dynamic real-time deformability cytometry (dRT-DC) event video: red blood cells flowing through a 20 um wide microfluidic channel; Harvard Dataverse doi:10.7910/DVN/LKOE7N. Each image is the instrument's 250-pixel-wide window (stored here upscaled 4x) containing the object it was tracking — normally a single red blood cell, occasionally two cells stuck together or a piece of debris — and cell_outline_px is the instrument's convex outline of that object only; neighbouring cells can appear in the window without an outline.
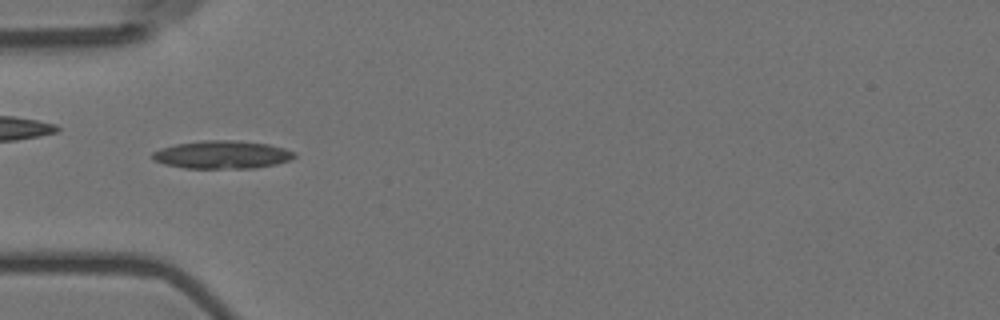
{"species": "Egyptian fruit bat (a non-hibernating species)", "species_latin": "Rousettus aegyptiacus", "temperature_condition": "room temperature", "stored_images_in_passage": 40, "camera_frame_rate_fps": 3000, "um_per_image_px": 0.085, "animal": {"sex": "female"}, "frame": {"image": 1, "passage_image": 2, "time_ms": 0.333, "image_size_px": [1000, 320], "cell_outline_px": [[296, 156], [288, 160], [276, 164], [256, 168], [184, 168], [164, 164], [152, 160], [152, 152], [160, 148], [176, 144], [204, 140], [236, 140], [268, 144], [284, 148], [296, 152]], "centroid_in_image_um": [18.86, 13.15], "position_along_channel_um": 66.1, "area_um2": 23.24}}
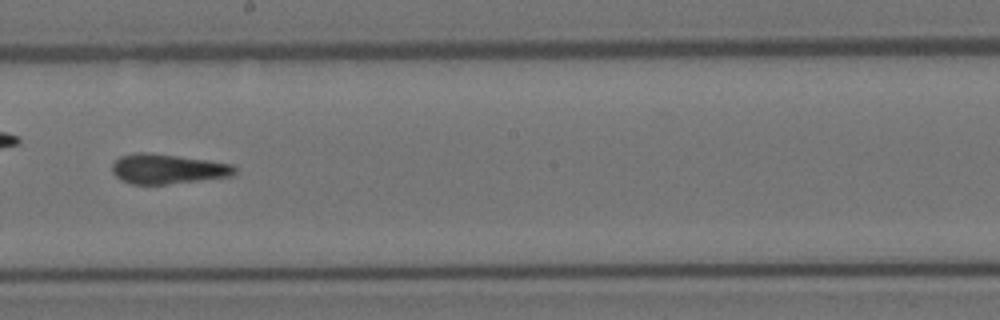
{"frame": {"image": 2, "passage_image": 16, "time_ms": 5.0, "image_size_px": [1000, 320], "cell_outline_px": [[236, 172], [232, 176], [164, 184], [132, 184], [116, 176], [112, 172], [112, 164], [120, 156], [136, 152], [148, 152], [208, 160], [232, 164], [236, 168]], "centroid_in_image_um": [14.24, 14.34], "position_along_channel_um": 234.0, "area_um2": 21.1}}
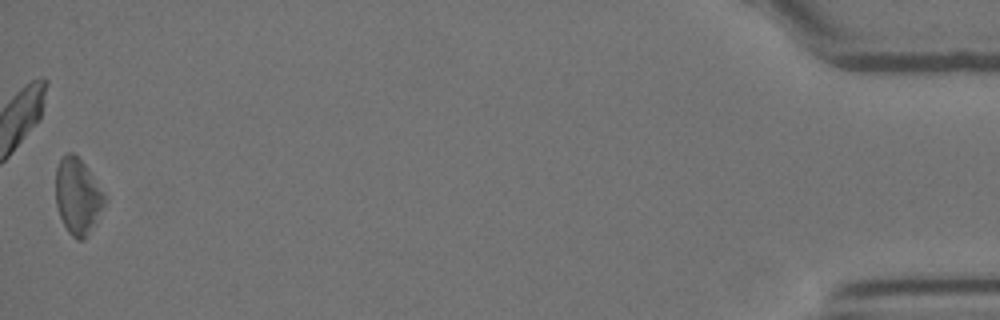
{"frame": {"image": 3, "passage_image": 40, "time_ms": 13.0, "image_size_px": [1000, 320], "cell_outline_px": [[108, 200], [96, 224], [88, 236], [84, 240], [76, 240], [68, 232], [60, 216], [56, 204], [56, 168], [60, 160], [68, 152], [72, 152], [84, 164], [104, 192]], "centroid_in_image_um": [6.64, 16.74], "position_along_channel_um": 428.6, "area_um2": 21.85}, "authors_computed_cell_mechanics": {"area_um2": 21.5883, "velocity_mm_per_s": 3.5981, "shape_relaxation_time_tau1_ms": null, "shape_relaxation_time_tau2_ms": 4.3858, "deformation_change_tau1": null, "deformation_change_tau2": 0.1348}}